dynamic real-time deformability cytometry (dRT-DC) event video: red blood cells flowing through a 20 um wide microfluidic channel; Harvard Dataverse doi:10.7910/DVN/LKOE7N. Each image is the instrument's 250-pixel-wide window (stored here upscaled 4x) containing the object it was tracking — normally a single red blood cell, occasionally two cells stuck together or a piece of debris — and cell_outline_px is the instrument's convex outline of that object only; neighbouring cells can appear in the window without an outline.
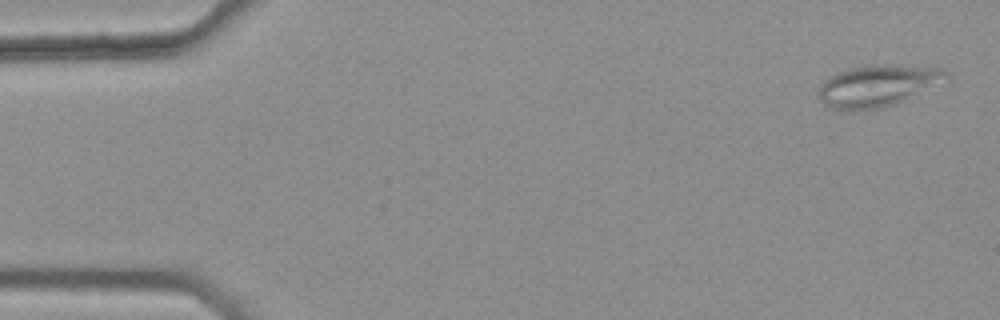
{"species": "common noctule bat (a hibernating species)", "species_latin": "Nyctalus noctula", "temperature_condition": "warm", "stored_images_in_passage": 4, "camera_frame_rate_fps": 3000, "um_per_image_px": 0.085, "animal": {"sex": "female", "body_mass_g": 25.1}, "frame": {"image": 1, "passage_image": 1, "time_ms": 0.0, "image_size_px": [1000, 320], "cell_outline_px": [[948, 76], [904, 100], [896, 104], [880, 108], [832, 108], [824, 104], [820, 100], [816, 92], [820, 84], [824, 80], [848, 68], [872, 64], [888, 64], [940, 68], [948, 72]], "centroid_in_image_um": [74.52, 7.25], "position_along_channel_um": 10.5, "area_um2": 30.0}}